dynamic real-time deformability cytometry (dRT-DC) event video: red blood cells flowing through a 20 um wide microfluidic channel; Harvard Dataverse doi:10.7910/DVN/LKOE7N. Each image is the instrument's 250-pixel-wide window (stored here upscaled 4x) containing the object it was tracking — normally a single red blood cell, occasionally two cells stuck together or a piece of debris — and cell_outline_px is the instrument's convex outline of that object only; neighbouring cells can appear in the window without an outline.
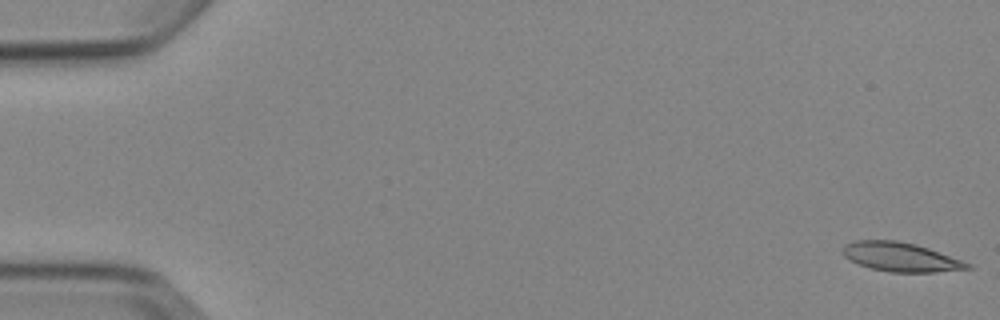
{"species": "Egyptian fruit bat (a non-hibernating species)", "species_latin": "Rousettus aegyptiacus", "temperature_condition": "cold", "stored_images_in_passage": 5, "camera_frame_rate_fps": 3000, "um_per_image_px": 0.085, "animal": {"sex": "female"}, "frame": {"image": 1, "passage_image": 1, "time_ms": 0.0, "image_size_px": [1000, 320], "cell_outline_px": [[972, 268], [932, 272], [892, 272], [872, 268], [860, 264], [844, 256], [844, 244], [856, 240], [896, 240], [916, 244], [928, 248], [972, 264]], "centroid_in_image_um": [76.57, 21.83], "position_along_channel_um": 8.4, "area_um2": 20.75}}